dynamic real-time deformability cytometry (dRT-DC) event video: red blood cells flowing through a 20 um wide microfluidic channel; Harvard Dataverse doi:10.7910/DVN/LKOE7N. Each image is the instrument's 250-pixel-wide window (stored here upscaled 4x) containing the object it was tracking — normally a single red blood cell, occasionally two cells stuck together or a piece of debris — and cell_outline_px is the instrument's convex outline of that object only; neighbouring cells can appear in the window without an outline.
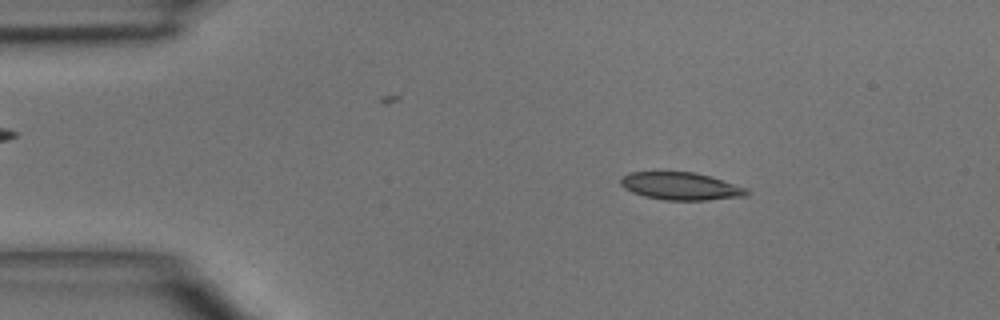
{"species": "common noctule bat (a hibernating species)", "species_latin": "Nyctalus noctula", "temperature_condition": "room temperature", "stored_images_in_passage": 4, "camera_frame_rate_fps": 3000, "um_per_image_px": 0.085, "animal": {"sex": "male", "body_mass_g": 15.6}, "frame": {"image": 1, "passage_image": 1, "time_ms": 0.0, "image_size_px": [1000, 320], "cell_outline_px": [[752, 192], [748, 196], [708, 200], [664, 200], [644, 196], [632, 192], [624, 188], [620, 184], [620, 176], [628, 172], [692, 172], [708, 176], [748, 188]], "centroid_in_image_um": [57.86, 15.83], "position_along_channel_um": 27.1, "area_um2": 20.4}}
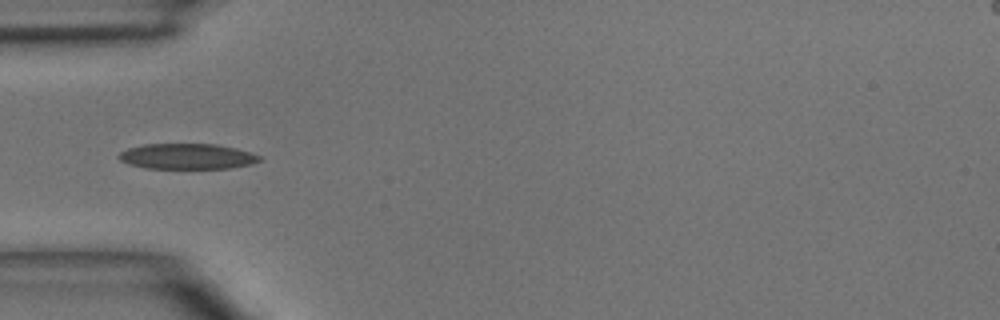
{"frame": {"image": 2, "passage_image": 3, "time_ms": 2.333, "image_size_px": [1000, 320], "cell_outline_px": [[264, 160], [252, 164], [232, 168], [144, 168], [128, 164], [120, 160], [116, 156], [120, 152], [128, 148], [144, 144], [216, 144], [236, 148], [264, 156]], "centroid_in_image_um": [15.95, 13.29], "position_along_channel_um": 69.1, "area_um2": 21.21}}
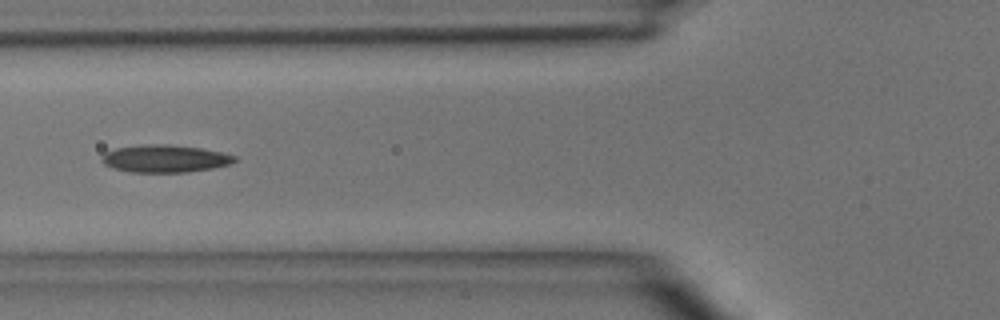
{"frame": {"image": 3, "passage_image": 4, "time_ms": 3.333, "image_size_px": [1000, 320], "cell_outline_px": [[236, 160], [228, 164], [212, 168], [188, 172], [132, 172], [112, 168], [104, 164], [100, 160], [104, 152], [116, 148], [144, 144], [168, 144], [200, 148], [220, 152], [236, 156]], "centroid_in_image_um": [13.97, 13.48], "position_along_channel_um": 111.8, "area_um2": 21.21}}